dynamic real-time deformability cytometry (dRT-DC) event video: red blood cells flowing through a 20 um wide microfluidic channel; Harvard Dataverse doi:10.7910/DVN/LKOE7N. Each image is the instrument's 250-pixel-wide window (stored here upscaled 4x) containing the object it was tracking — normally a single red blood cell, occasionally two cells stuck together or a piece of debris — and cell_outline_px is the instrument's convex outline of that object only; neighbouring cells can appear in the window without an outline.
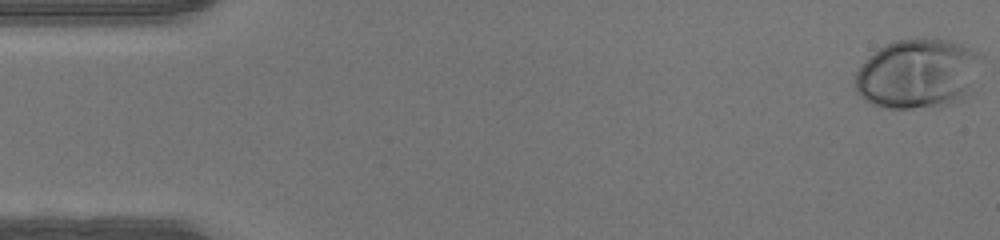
{"species": "human", "species_latin": "Homo sapiens", "temperature_condition": "warm", "stored_images_in_passage": 9, "camera_frame_rate_fps": 3000, "um_per_image_px": 0.085, "donor": {"sex": "male"}, "frame": {"image": 1, "passage_image": 1, "time_ms": 0.0, "image_size_px": [1000, 240], "cell_outline_px": [[984, 56], [976, 92], [972, 96], [964, 100], [952, 104], [912, 108], [888, 108], [872, 104], [864, 100], [856, 92], [852, 84], [852, 80], [856, 72], [864, 60], [880, 48], [896, 40], [916, 36], [936, 36], [972, 48], [980, 52]], "centroid_in_image_um": [78.12, 6.25], "position_along_channel_um": 6.9, "area_um2": 53.7}}